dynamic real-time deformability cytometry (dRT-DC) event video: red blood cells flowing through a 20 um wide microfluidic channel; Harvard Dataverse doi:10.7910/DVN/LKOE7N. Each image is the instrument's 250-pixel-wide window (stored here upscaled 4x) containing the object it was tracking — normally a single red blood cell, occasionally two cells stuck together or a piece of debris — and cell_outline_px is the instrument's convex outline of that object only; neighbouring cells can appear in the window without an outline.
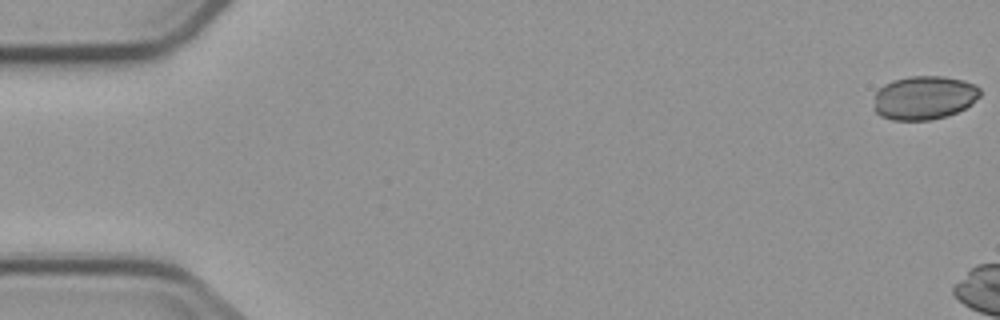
{"species": "common noctule bat (a hibernating species)", "species_latin": "Nyctalus noctula", "temperature_condition": "cold", "stored_images_in_passage": 4, "camera_frame_rate_fps": 3000, "um_per_image_px": 0.085, "animal": {"sex": "male", "body_mass_g": 23.1, "forearm_length_mm": 52.7}, "frame": {"image": 1, "passage_image": 1, "time_ms": 0.0, "image_size_px": [1000, 320], "cell_outline_px": [[980, 96], [972, 104], [948, 116], [932, 120], [892, 120], [880, 116], [872, 108], [876, 92], [884, 84], [892, 80], [908, 76], [944, 76], [964, 80], [976, 84], [980, 88]], "centroid_in_image_um": [78.55, 8.3], "position_along_channel_um": 6.5, "area_um2": 27.51}}